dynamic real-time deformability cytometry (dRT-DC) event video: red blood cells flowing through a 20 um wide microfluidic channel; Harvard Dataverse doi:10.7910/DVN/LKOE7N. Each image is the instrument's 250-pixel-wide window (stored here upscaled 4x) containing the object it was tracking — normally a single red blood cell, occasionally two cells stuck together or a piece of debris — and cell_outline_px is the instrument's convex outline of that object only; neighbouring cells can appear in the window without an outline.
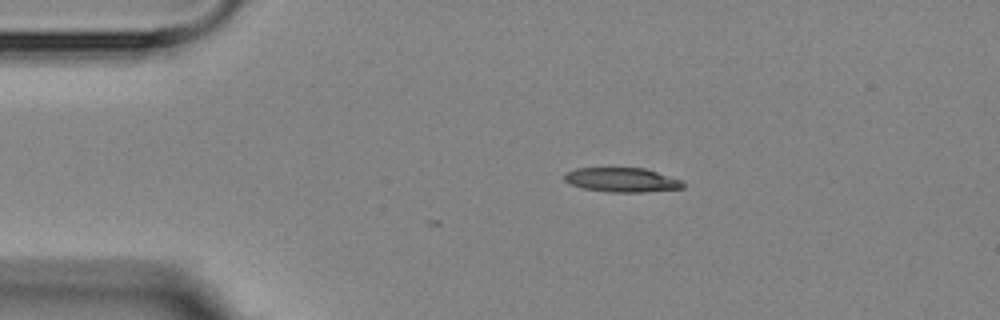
{"species": "Egyptian fruit bat (a non-hibernating species)", "species_latin": "Rousettus aegyptiacus", "temperature_condition": "room temperature", "stored_images_in_passage": 2, "camera_frame_rate_fps": 3000, "um_per_image_px": 0.085, "animal": {"sex": "female"}, "frame": {"image": 1, "passage_image": 2, "time_ms": 1.333, "image_size_px": [1000, 320], "cell_outline_px": [[684, 188], [644, 192], [608, 192], [584, 188], [572, 184], [564, 180], [564, 176], [568, 172], [576, 168], [644, 168], [684, 180]], "centroid_in_image_um": [52.92, 15.29], "position_along_channel_um": 32.1, "area_um2": 16.76}}